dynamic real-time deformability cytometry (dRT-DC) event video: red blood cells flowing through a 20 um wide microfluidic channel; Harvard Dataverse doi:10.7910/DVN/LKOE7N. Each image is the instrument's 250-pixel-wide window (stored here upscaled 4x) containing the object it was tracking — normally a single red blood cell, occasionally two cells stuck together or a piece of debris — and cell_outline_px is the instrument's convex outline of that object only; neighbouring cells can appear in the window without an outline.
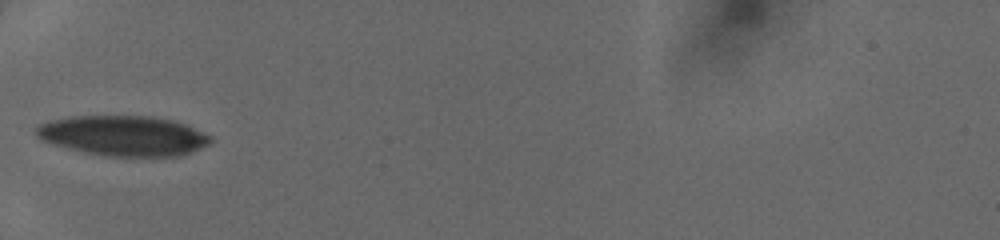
{"species": "human", "species_latin": "Homo sapiens", "temperature_condition": "cold", "stored_images_in_passage": 31, "camera_frame_rate_fps": 3000, "um_per_image_px": 0.085, "donor": {"sex": "female"}, "frame": {"image": 1, "passage_image": 1, "time_ms": 0.0, "image_size_px": [1000, 240], "cell_outline_px": [[212, 140], [208, 144], [192, 152], [180, 156], [108, 156], [84, 152], [52, 144], [40, 140], [36, 136], [36, 124], [52, 120], [72, 116], [152, 116], [172, 120], [184, 124], [212, 136]], "centroid_in_image_um": [10.46, 11.53], "position_along_channel_um": 74.5, "area_um2": 40.81}}
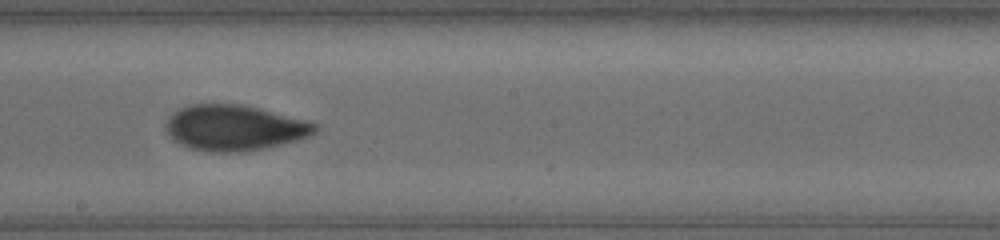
{"frame": {"image": 2, "passage_image": 12, "time_ms": 3.667, "image_size_px": [1000, 240], "cell_outline_px": [[320, 128], [316, 132], [300, 140], [248, 152], [212, 152], [188, 148], [172, 140], [168, 132], [168, 120], [172, 112], [180, 108], [192, 104], [244, 104], [304, 120], [316, 124]], "centroid_in_image_um": [19.94, 10.88], "position_along_channel_um": 228.3, "area_um2": 39.71}}
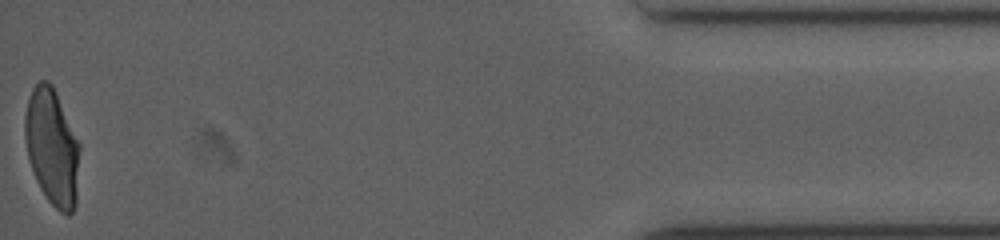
{"frame": {"image": 3, "passage_image": 31, "time_ms": 10.0, "image_size_px": [1000, 240], "cell_outline_px": [[80, 148], [76, 204], [72, 212], [68, 216], [60, 212], [48, 200], [40, 188], [36, 180], [28, 160], [24, 136], [24, 116], [28, 100], [32, 88], [40, 80], [48, 80], [52, 84], [80, 144]], "centroid_in_image_um": [4.42, 12.51], "position_along_channel_um": 430.8, "area_um2": 37.4}}